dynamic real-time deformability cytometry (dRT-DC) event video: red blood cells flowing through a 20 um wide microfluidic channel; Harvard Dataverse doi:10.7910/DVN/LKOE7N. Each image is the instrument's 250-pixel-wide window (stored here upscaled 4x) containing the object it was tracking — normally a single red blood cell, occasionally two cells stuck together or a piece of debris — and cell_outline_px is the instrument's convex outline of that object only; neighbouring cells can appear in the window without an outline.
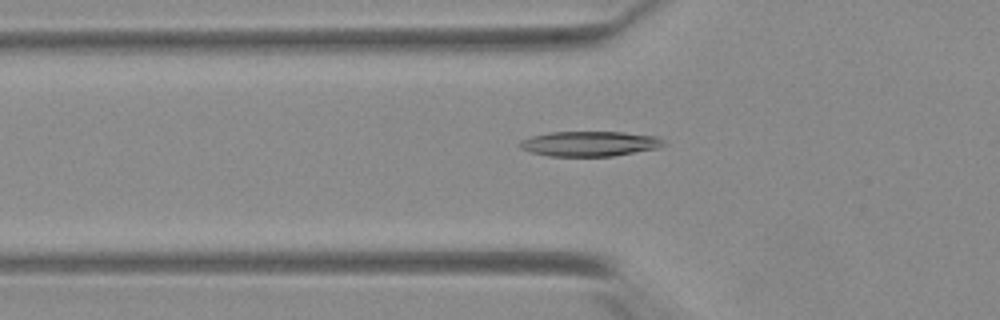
{"species": "Egyptian fruit bat (a non-hibernating species)", "species_latin": "Rousettus aegyptiacus", "temperature_condition": "warm", "stored_images_in_passage": 42, "camera_frame_rate_fps": 3000, "um_per_image_px": 0.085, "animal": {"sex": "female"}, "frame": {"image": 1, "passage_image": 9, "time_ms": 2.667, "image_size_px": [1000, 320], "cell_outline_px": [[668, 144], [660, 148], [612, 156], [548, 156], [532, 152], [520, 148], [520, 140], [532, 136], [548, 132], [624, 132], [656, 136], [664, 140]], "centroid_in_image_um": [50.17, 12.21], "position_along_channel_um": 75.6, "area_um2": 21.1}}
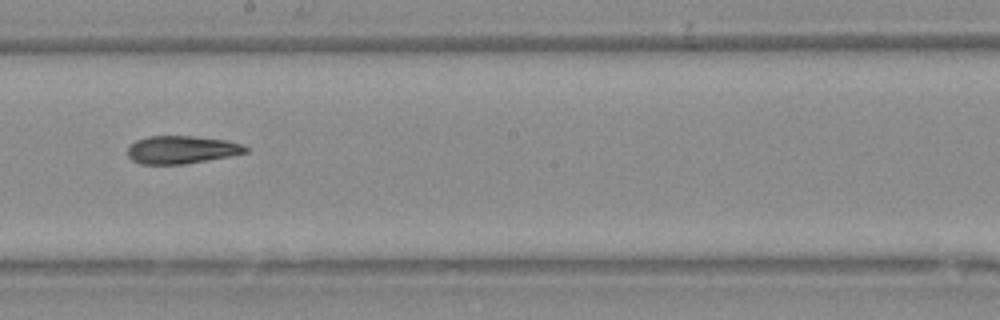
{"frame": {"image": 2, "passage_image": 21, "time_ms": 6.667, "image_size_px": [1000, 320], "cell_outline_px": [[248, 152], [228, 156], [184, 164], [140, 164], [132, 160], [128, 156], [128, 148], [136, 140], [148, 136], [192, 136], [224, 140], [244, 144], [248, 148]], "centroid_in_image_um": [15.43, 12.72], "position_along_channel_um": 232.8, "area_um2": 19.02}}
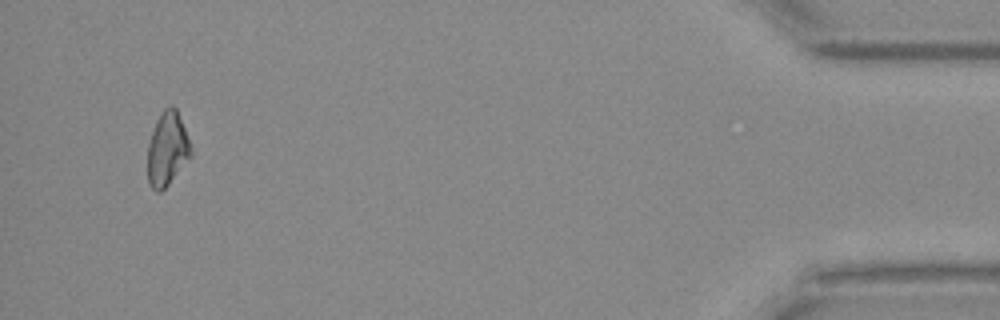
{"frame": {"image": 3, "passage_image": 41, "time_ms": 13.333, "image_size_px": [1000, 320], "cell_outline_px": [[192, 156], [168, 184], [160, 192], [156, 192], [152, 188], [148, 180], [148, 144], [156, 120], [164, 108], [172, 104], [176, 108], [184, 128], [192, 152]], "centroid_in_image_um": [14.21, 12.66], "position_along_channel_um": 421.0, "area_um2": 18.38}}